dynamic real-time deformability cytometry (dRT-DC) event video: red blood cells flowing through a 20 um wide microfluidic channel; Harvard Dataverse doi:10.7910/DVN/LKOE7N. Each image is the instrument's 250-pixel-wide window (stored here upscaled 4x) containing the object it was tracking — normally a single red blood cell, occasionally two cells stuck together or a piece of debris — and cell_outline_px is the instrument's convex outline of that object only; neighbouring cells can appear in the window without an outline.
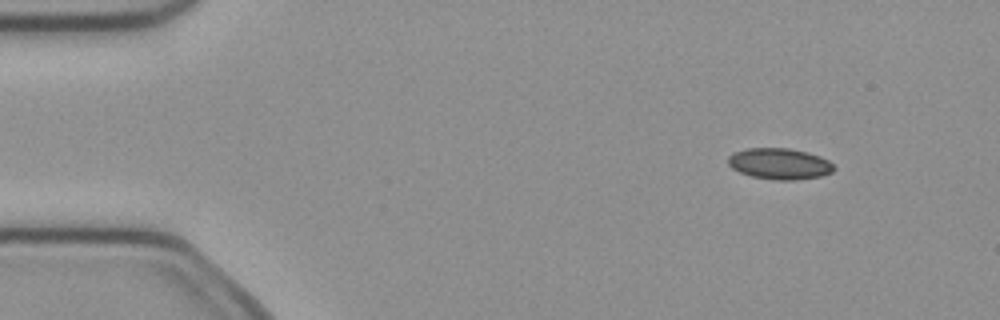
{"species": "common noctule bat (a hibernating species)", "species_latin": "Nyctalus noctula", "temperature_condition": "cold", "stored_images_in_passage": 6, "camera_frame_rate_fps": 3000, "um_per_image_px": 0.085, "animal": {"sex": "female", "body_mass_g": 21.9}, "frame": {"image": 1, "passage_image": 1, "time_ms": 0.0, "image_size_px": [1000, 320], "cell_outline_px": [[836, 168], [832, 172], [820, 176], [796, 180], [776, 180], [752, 176], [740, 172], [732, 168], [728, 164], [728, 156], [732, 152], [748, 148], [788, 148], [808, 152], [820, 156], [828, 160]], "centroid_in_image_um": [66.26, 13.91], "position_along_channel_um": 18.7, "area_um2": 19.25}}
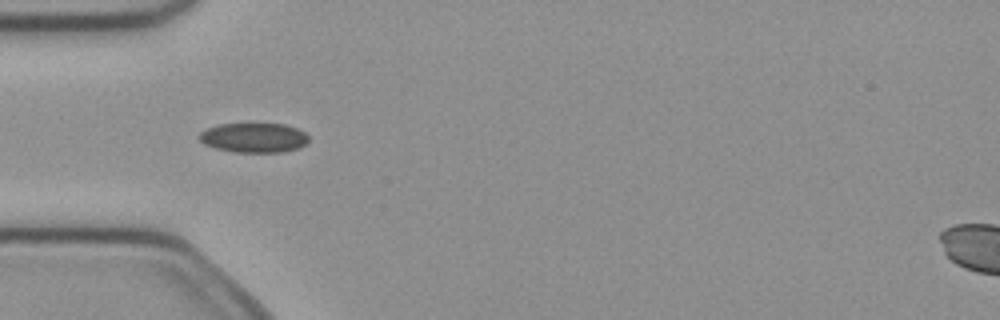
{"frame": {"image": 2, "passage_image": 4, "time_ms": 1.0, "image_size_px": [1000, 320], "cell_outline_px": [[308, 140], [304, 144], [296, 148], [284, 152], [236, 152], [216, 148], [204, 144], [196, 136], [200, 132], [216, 124], [284, 124], [296, 128], [304, 132], [308, 136]], "centroid_in_image_um": [21.54, 11.7], "position_along_channel_um": 63.5, "area_um2": 18.79}}
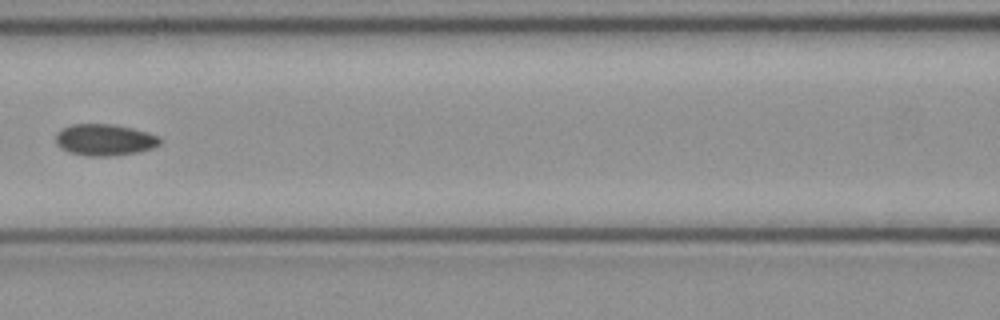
{"frame": {"image": 3, "passage_image": 6, "time_ms": 1.667, "image_size_px": [1000, 320], "cell_outline_px": [[160, 144], [152, 148], [140, 152], [116, 156], [88, 156], [68, 152], [60, 148], [56, 144], [56, 132], [72, 124], [112, 124], [132, 128], [148, 132], [160, 136]], "centroid_in_image_um": [8.9, 11.89], "position_along_channel_um": 157.7, "area_um2": 19.36}}